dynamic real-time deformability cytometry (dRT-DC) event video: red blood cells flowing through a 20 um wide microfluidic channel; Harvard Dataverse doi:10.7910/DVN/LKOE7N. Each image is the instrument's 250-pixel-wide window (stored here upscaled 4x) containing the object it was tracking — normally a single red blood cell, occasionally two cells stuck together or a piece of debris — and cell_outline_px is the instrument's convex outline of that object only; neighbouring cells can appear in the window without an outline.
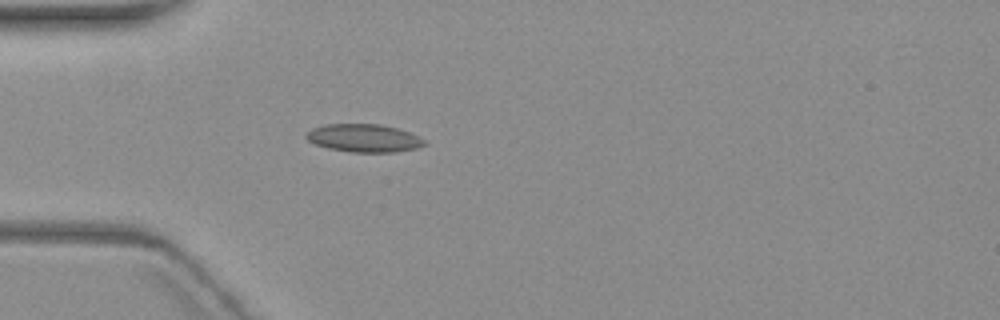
{"species": "common noctule bat (a hibernating species)", "species_latin": "Nyctalus noctula", "temperature_condition": "warm", "stored_images_in_passage": 4, "camera_frame_rate_fps": 3000, "um_per_image_px": 0.085, "animal": {"sex": "female", "body_mass_g": 19.3, "forearm_length_mm": 54.1}, "frame": {"image": 1, "passage_image": 3, "time_ms": 3.333, "image_size_px": [1000, 320], "cell_outline_px": [[428, 144], [416, 148], [396, 152], [348, 152], [328, 148], [316, 144], [308, 140], [304, 136], [312, 128], [324, 124], [380, 124], [396, 128], [408, 132], [424, 140]], "centroid_in_image_um": [30.91, 11.74], "position_along_channel_um": 54.1, "area_um2": 19.19}}